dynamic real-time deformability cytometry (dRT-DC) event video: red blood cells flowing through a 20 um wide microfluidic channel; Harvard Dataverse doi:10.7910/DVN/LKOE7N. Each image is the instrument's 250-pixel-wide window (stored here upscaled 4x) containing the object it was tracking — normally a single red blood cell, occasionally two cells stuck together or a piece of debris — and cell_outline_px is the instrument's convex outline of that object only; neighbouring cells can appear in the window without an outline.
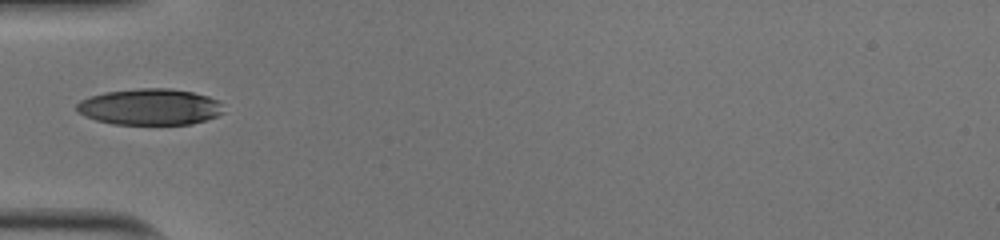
{"species": "human", "species_latin": "Homo sapiens", "temperature_condition": "cold", "stored_images_in_passage": 34, "camera_frame_rate_fps": 3000, "um_per_image_px": 0.085, "donor": {"sex": "male"}, "frame": {"image": 1, "passage_image": 1, "time_ms": 0.0, "image_size_px": [1000, 240], "cell_outline_px": [[224, 112], [216, 116], [192, 124], [112, 124], [96, 120], [80, 112], [76, 108], [76, 104], [80, 100], [88, 96], [104, 92], [140, 88], [168, 88], [192, 92], [208, 96], [220, 100]], "centroid_in_image_um": [12.75, 9.07], "position_along_channel_um": 72.2, "area_um2": 31.04}}
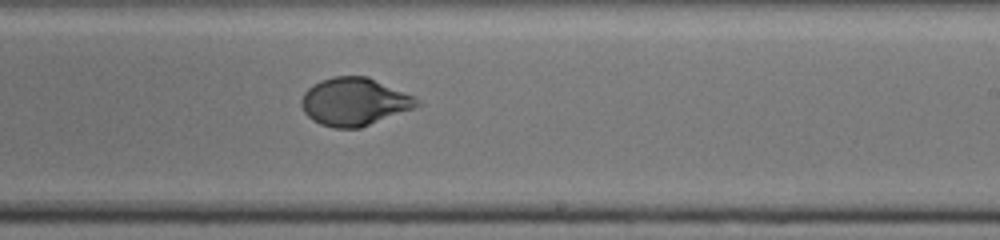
{"frame": {"image": 2, "passage_image": 15, "time_ms": 4.667, "image_size_px": [1000, 240], "cell_outline_px": [[424, 104], [416, 108], [360, 128], [336, 128], [320, 124], [312, 120], [304, 112], [300, 104], [300, 100], [304, 92], [312, 84], [320, 80], [332, 76], [368, 76], [416, 96]], "centroid_in_image_um": [30.16, 8.64], "position_along_channel_um": 258.8, "area_um2": 32.77}}
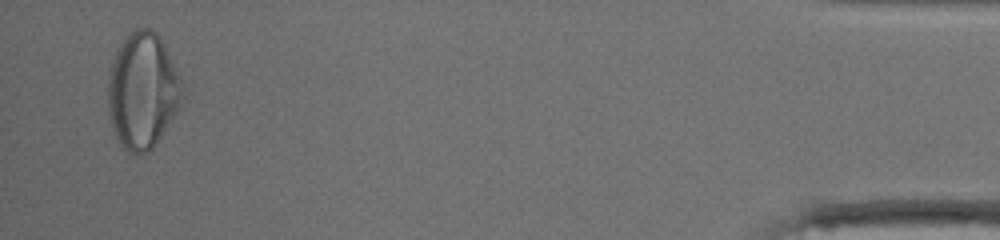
{"frame": {"image": 3, "passage_image": 33, "time_ms": 10.667, "image_size_px": [1000, 240], "cell_outline_px": [[188, 100], [156, 144], [148, 152], [140, 156], [136, 156], [128, 152], [120, 144], [112, 128], [108, 108], [108, 80], [112, 64], [116, 52], [120, 44], [128, 32], [132, 28], [152, 28], [156, 32], [164, 44], [188, 92]], "centroid_in_image_um": [12.2, 7.75], "position_along_channel_um": 423.0, "area_um2": 51.79}, "authors_computed_cell_mechanics": {"area_um2": 32.6281, "velocity_mm_per_s": 4.0012, "shape_relaxation_time_tau1_ms": 4.0933, "shape_relaxation_time_tau2_ms": null, "deformation_change_tau1": 0.1913, "deformation_change_tau2": null}}